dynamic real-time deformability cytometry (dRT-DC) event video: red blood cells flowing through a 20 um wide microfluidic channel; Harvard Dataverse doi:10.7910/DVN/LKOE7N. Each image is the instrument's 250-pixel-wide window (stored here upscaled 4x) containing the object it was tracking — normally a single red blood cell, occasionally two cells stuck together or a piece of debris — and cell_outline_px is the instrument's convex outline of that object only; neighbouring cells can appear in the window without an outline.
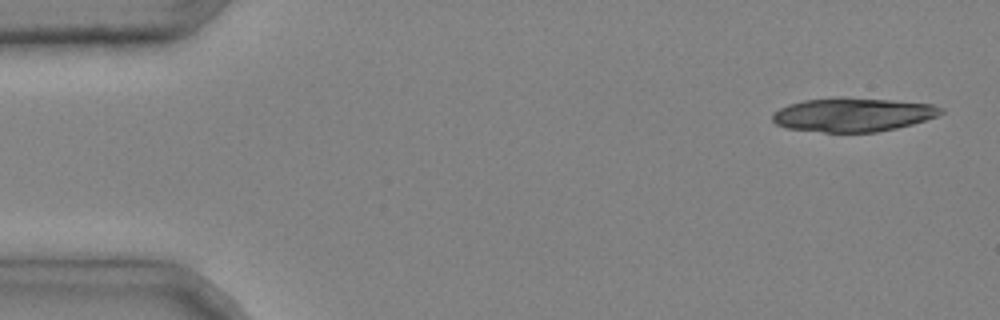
{"species": "common noctule bat (a hibernating species)", "species_latin": "Nyctalus noctula", "temperature_condition": "cold", "stored_images_in_passage": 5, "camera_frame_rate_fps": 3000, "um_per_image_px": 0.085, "animal": {"sex": "male", "body_mass_g": 20.4}, "frame": {"image": 1, "passage_image": 1, "time_ms": 0.0, "image_size_px": [1000, 320], "cell_outline_px": [[944, 112], [936, 116], [912, 124], [896, 128], [876, 132], [824, 132], [788, 128], [776, 124], [772, 120], [772, 112], [788, 104], [804, 100], [840, 96], [844, 96], [932, 104], [944, 108]], "centroid_in_image_um": [72.47, 9.73], "position_along_channel_um": 12.5, "area_um2": 33.29}}